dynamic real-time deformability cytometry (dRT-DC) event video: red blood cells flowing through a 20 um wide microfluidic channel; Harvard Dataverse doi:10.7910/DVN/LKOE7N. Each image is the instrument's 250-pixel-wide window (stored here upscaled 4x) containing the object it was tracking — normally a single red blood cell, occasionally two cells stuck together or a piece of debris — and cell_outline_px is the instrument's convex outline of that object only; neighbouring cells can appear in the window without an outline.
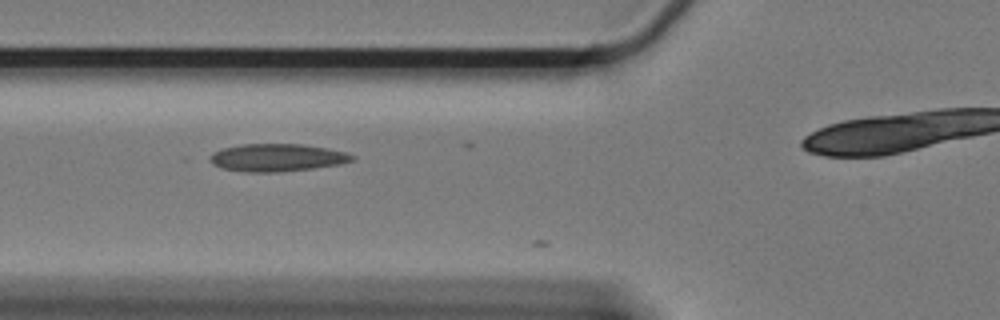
{"species": "Egyptian fruit bat (a non-hibernating species)", "species_latin": "Rousettus aegyptiacus", "temperature_condition": "cold", "stored_images_in_passage": 13, "camera_frame_rate_fps": 3000, "um_per_image_px": 0.085, "animal": {"sex": "female"}, "frame": {"image": 1, "passage_image": 3, "time_ms": 0.667, "image_size_px": [1000, 320], "cell_outline_px": [[356, 160], [340, 164], [312, 168], [280, 172], [244, 172], [224, 168], [212, 164], [208, 160], [208, 156], [212, 152], [220, 148], [240, 144], [304, 144], [328, 148], [344, 152], [356, 156]], "centroid_in_image_um": [23.52, 13.39], "position_along_channel_um": 102.3, "area_um2": 23.18}}
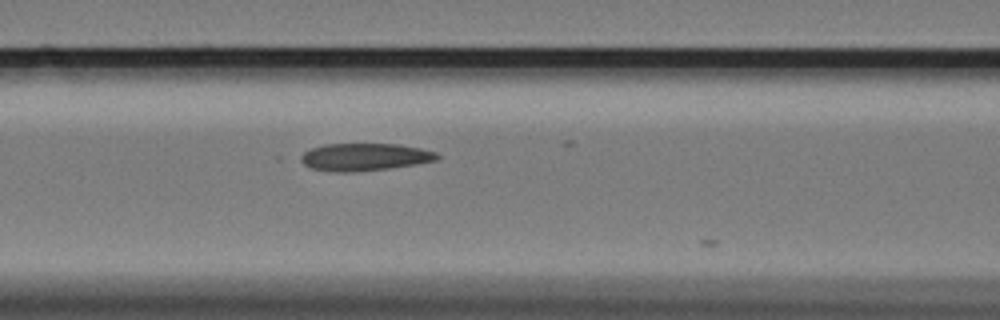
{"frame": {"image": 2, "passage_image": 6, "time_ms": 1.667, "image_size_px": [1000, 320], "cell_outline_px": [[440, 156], [436, 160], [416, 164], [388, 168], [356, 172], [336, 172], [312, 168], [304, 164], [296, 156], [312, 148], [324, 144], [400, 144], [420, 148], [436, 152]], "centroid_in_image_um": [30.96, 13.34], "position_along_channel_um": 135.6, "area_um2": 21.85}}
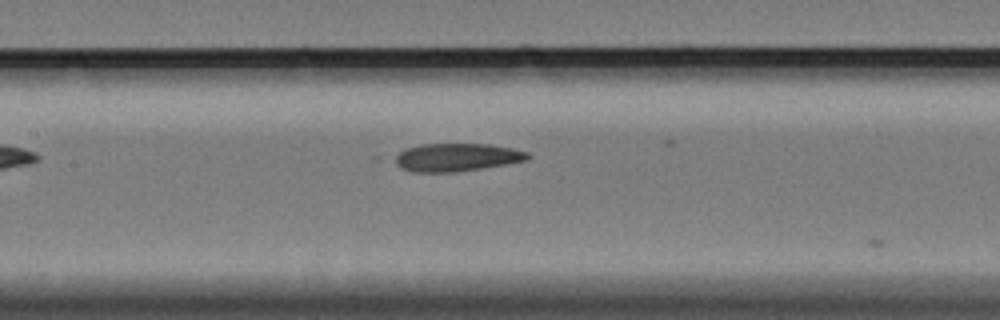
{"frame": {"image": 3, "passage_image": 9, "time_ms": 2.667, "image_size_px": [1000, 320], "cell_outline_px": [[532, 156], [528, 160], [480, 168], [452, 172], [412, 172], [400, 168], [388, 160], [392, 156], [408, 148], [420, 144], [488, 144], [512, 148], [528, 152]], "centroid_in_image_um": [38.73, 13.37], "position_along_channel_um": 168.7, "area_um2": 21.85}}